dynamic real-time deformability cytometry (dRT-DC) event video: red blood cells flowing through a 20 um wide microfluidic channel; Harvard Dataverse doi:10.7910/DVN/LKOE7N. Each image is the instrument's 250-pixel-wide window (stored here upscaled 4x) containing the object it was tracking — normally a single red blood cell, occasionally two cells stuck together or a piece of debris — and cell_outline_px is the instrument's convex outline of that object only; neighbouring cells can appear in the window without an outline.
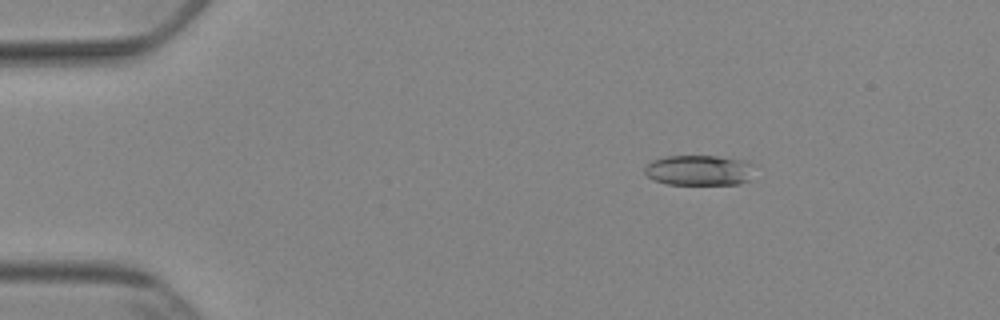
{"species": "Egyptian fruit bat (a non-hibernating species)", "species_latin": "Rousettus aegyptiacus", "temperature_condition": "cold", "stored_images_in_passage": 17, "camera_frame_rate_fps": 3000, "um_per_image_px": 0.085, "animal": {"sex": "female"}, "frame": {"image": 1, "passage_image": 9, "time_ms": 2.667, "image_size_px": [1000, 320], "cell_outline_px": [[760, 164], [748, 180], [740, 184], [668, 184], [656, 180], [648, 176], [644, 172], [644, 168], [652, 160], [668, 156], [716, 156], [748, 160]], "centroid_in_image_um": [59.55, 14.46], "position_along_channel_um": 25.4, "area_um2": 19.83}}